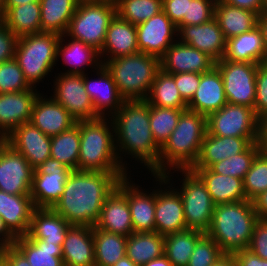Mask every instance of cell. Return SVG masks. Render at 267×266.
Returning a JSON list of instances; mask_svg holds the SVG:
<instances>
[{
  "instance_id": "9c48e42d",
  "label": "cell",
  "mask_w": 267,
  "mask_h": 266,
  "mask_svg": "<svg viewBox=\"0 0 267 266\" xmlns=\"http://www.w3.org/2000/svg\"><path fill=\"white\" fill-rule=\"evenodd\" d=\"M175 171L184 174L181 188L176 190L183 201L187 229L207 233L215 208L211 195L200 177L191 169Z\"/></svg>"
},
{
  "instance_id": "9a60e30c",
  "label": "cell",
  "mask_w": 267,
  "mask_h": 266,
  "mask_svg": "<svg viewBox=\"0 0 267 266\" xmlns=\"http://www.w3.org/2000/svg\"><path fill=\"white\" fill-rule=\"evenodd\" d=\"M34 169L10 145L0 155V190L12 195H30Z\"/></svg>"
},
{
  "instance_id": "ac0fdd59",
  "label": "cell",
  "mask_w": 267,
  "mask_h": 266,
  "mask_svg": "<svg viewBox=\"0 0 267 266\" xmlns=\"http://www.w3.org/2000/svg\"><path fill=\"white\" fill-rule=\"evenodd\" d=\"M160 66L167 74L206 73L215 66V61L206 53L177 40L160 58Z\"/></svg>"
},
{
  "instance_id": "f5cc1de1",
  "label": "cell",
  "mask_w": 267,
  "mask_h": 266,
  "mask_svg": "<svg viewBox=\"0 0 267 266\" xmlns=\"http://www.w3.org/2000/svg\"><path fill=\"white\" fill-rule=\"evenodd\" d=\"M248 249L267 260V220L259 219L256 222Z\"/></svg>"
},
{
  "instance_id": "be15d7a7",
  "label": "cell",
  "mask_w": 267,
  "mask_h": 266,
  "mask_svg": "<svg viewBox=\"0 0 267 266\" xmlns=\"http://www.w3.org/2000/svg\"><path fill=\"white\" fill-rule=\"evenodd\" d=\"M258 27L260 28L263 36V42L267 55V11H264L258 16Z\"/></svg>"
},
{
  "instance_id": "1f68e13d",
  "label": "cell",
  "mask_w": 267,
  "mask_h": 266,
  "mask_svg": "<svg viewBox=\"0 0 267 266\" xmlns=\"http://www.w3.org/2000/svg\"><path fill=\"white\" fill-rule=\"evenodd\" d=\"M222 59L265 64L267 55L260 28L257 26L249 32L228 39Z\"/></svg>"
},
{
  "instance_id": "681fc988",
  "label": "cell",
  "mask_w": 267,
  "mask_h": 266,
  "mask_svg": "<svg viewBox=\"0 0 267 266\" xmlns=\"http://www.w3.org/2000/svg\"><path fill=\"white\" fill-rule=\"evenodd\" d=\"M217 0H189L188 18L177 25L179 30L182 26L200 25L214 18L215 3Z\"/></svg>"
},
{
  "instance_id": "9f6ffc18",
  "label": "cell",
  "mask_w": 267,
  "mask_h": 266,
  "mask_svg": "<svg viewBox=\"0 0 267 266\" xmlns=\"http://www.w3.org/2000/svg\"><path fill=\"white\" fill-rule=\"evenodd\" d=\"M232 255L237 266H267V260L261 259L249 249L236 251Z\"/></svg>"
},
{
  "instance_id": "30bf717a",
  "label": "cell",
  "mask_w": 267,
  "mask_h": 266,
  "mask_svg": "<svg viewBox=\"0 0 267 266\" xmlns=\"http://www.w3.org/2000/svg\"><path fill=\"white\" fill-rule=\"evenodd\" d=\"M260 64L221 59L215 67L221 73L227 102L254 109L256 73Z\"/></svg>"
},
{
  "instance_id": "8992f818",
  "label": "cell",
  "mask_w": 267,
  "mask_h": 266,
  "mask_svg": "<svg viewBox=\"0 0 267 266\" xmlns=\"http://www.w3.org/2000/svg\"><path fill=\"white\" fill-rule=\"evenodd\" d=\"M103 65L111 73L125 101L146 100L161 70L160 59L143 52L116 57Z\"/></svg>"
},
{
  "instance_id": "94428289",
  "label": "cell",
  "mask_w": 267,
  "mask_h": 266,
  "mask_svg": "<svg viewBox=\"0 0 267 266\" xmlns=\"http://www.w3.org/2000/svg\"><path fill=\"white\" fill-rule=\"evenodd\" d=\"M252 202L259 219L267 220V191L260 193Z\"/></svg>"
},
{
  "instance_id": "7a4b0ae2",
  "label": "cell",
  "mask_w": 267,
  "mask_h": 266,
  "mask_svg": "<svg viewBox=\"0 0 267 266\" xmlns=\"http://www.w3.org/2000/svg\"><path fill=\"white\" fill-rule=\"evenodd\" d=\"M111 119L122 167L128 170L122 156L127 154L143 163L153 176H159L160 147L154 141L149 125V103L146 100L125 101Z\"/></svg>"
},
{
  "instance_id": "03108f58",
  "label": "cell",
  "mask_w": 267,
  "mask_h": 266,
  "mask_svg": "<svg viewBox=\"0 0 267 266\" xmlns=\"http://www.w3.org/2000/svg\"><path fill=\"white\" fill-rule=\"evenodd\" d=\"M212 266H237V263L233 255L225 254Z\"/></svg>"
},
{
  "instance_id": "f546056e",
  "label": "cell",
  "mask_w": 267,
  "mask_h": 266,
  "mask_svg": "<svg viewBox=\"0 0 267 266\" xmlns=\"http://www.w3.org/2000/svg\"><path fill=\"white\" fill-rule=\"evenodd\" d=\"M191 170L203 181L215 206L247 200L242 179L221 175L209 168Z\"/></svg>"
},
{
  "instance_id": "7dc6e473",
  "label": "cell",
  "mask_w": 267,
  "mask_h": 266,
  "mask_svg": "<svg viewBox=\"0 0 267 266\" xmlns=\"http://www.w3.org/2000/svg\"><path fill=\"white\" fill-rule=\"evenodd\" d=\"M32 88L15 59L0 63V94Z\"/></svg>"
},
{
  "instance_id": "8d00e7d4",
  "label": "cell",
  "mask_w": 267,
  "mask_h": 266,
  "mask_svg": "<svg viewBox=\"0 0 267 266\" xmlns=\"http://www.w3.org/2000/svg\"><path fill=\"white\" fill-rule=\"evenodd\" d=\"M14 246L26 257L30 266H64L62 245L20 236Z\"/></svg>"
},
{
  "instance_id": "277c9868",
  "label": "cell",
  "mask_w": 267,
  "mask_h": 266,
  "mask_svg": "<svg viewBox=\"0 0 267 266\" xmlns=\"http://www.w3.org/2000/svg\"><path fill=\"white\" fill-rule=\"evenodd\" d=\"M79 133L77 170L128 174L117 157L114 124L110 117L79 121Z\"/></svg>"
},
{
  "instance_id": "603a6c76",
  "label": "cell",
  "mask_w": 267,
  "mask_h": 266,
  "mask_svg": "<svg viewBox=\"0 0 267 266\" xmlns=\"http://www.w3.org/2000/svg\"><path fill=\"white\" fill-rule=\"evenodd\" d=\"M30 122L42 133L53 137L70 129L77 121L52 97L46 98L39 94L33 105Z\"/></svg>"
},
{
  "instance_id": "e575fe53",
  "label": "cell",
  "mask_w": 267,
  "mask_h": 266,
  "mask_svg": "<svg viewBox=\"0 0 267 266\" xmlns=\"http://www.w3.org/2000/svg\"><path fill=\"white\" fill-rule=\"evenodd\" d=\"M40 2H30L9 8L1 22L18 37L41 33Z\"/></svg>"
},
{
  "instance_id": "6125c7cd",
  "label": "cell",
  "mask_w": 267,
  "mask_h": 266,
  "mask_svg": "<svg viewBox=\"0 0 267 266\" xmlns=\"http://www.w3.org/2000/svg\"><path fill=\"white\" fill-rule=\"evenodd\" d=\"M0 242L6 247L14 246L16 236L7 228L3 218L0 216Z\"/></svg>"
},
{
  "instance_id": "b9f144b4",
  "label": "cell",
  "mask_w": 267,
  "mask_h": 266,
  "mask_svg": "<svg viewBox=\"0 0 267 266\" xmlns=\"http://www.w3.org/2000/svg\"><path fill=\"white\" fill-rule=\"evenodd\" d=\"M80 150L79 121L70 129L51 137L50 157L77 170Z\"/></svg>"
},
{
  "instance_id": "4dcf8cb0",
  "label": "cell",
  "mask_w": 267,
  "mask_h": 266,
  "mask_svg": "<svg viewBox=\"0 0 267 266\" xmlns=\"http://www.w3.org/2000/svg\"><path fill=\"white\" fill-rule=\"evenodd\" d=\"M71 225L52 208H35L28 234L30 239H40L55 245H62Z\"/></svg>"
},
{
  "instance_id": "5b68a950",
  "label": "cell",
  "mask_w": 267,
  "mask_h": 266,
  "mask_svg": "<svg viewBox=\"0 0 267 266\" xmlns=\"http://www.w3.org/2000/svg\"><path fill=\"white\" fill-rule=\"evenodd\" d=\"M259 220L251 200L216 205L207 231L227 255L248 249L254 227Z\"/></svg>"
},
{
  "instance_id": "f1b7e54d",
  "label": "cell",
  "mask_w": 267,
  "mask_h": 266,
  "mask_svg": "<svg viewBox=\"0 0 267 266\" xmlns=\"http://www.w3.org/2000/svg\"><path fill=\"white\" fill-rule=\"evenodd\" d=\"M35 209L30 195H12L0 190V216L16 236H26Z\"/></svg>"
},
{
  "instance_id": "ba28073f",
  "label": "cell",
  "mask_w": 267,
  "mask_h": 266,
  "mask_svg": "<svg viewBox=\"0 0 267 266\" xmlns=\"http://www.w3.org/2000/svg\"><path fill=\"white\" fill-rule=\"evenodd\" d=\"M115 15L114 0L79 2L64 38L66 41L69 37L80 40L100 51L104 45L109 24Z\"/></svg>"
},
{
  "instance_id": "cb8c5ba5",
  "label": "cell",
  "mask_w": 267,
  "mask_h": 266,
  "mask_svg": "<svg viewBox=\"0 0 267 266\" xmlns=\"http://www.w3.org/2000/svg\"><path fill=\"white\" fill-rule=\"evenodd\" d=\"M227 103L221 73L214 66L210 71L201 73L200 84L193 98L187 103V109L207 117Z\"/></svg>"
},
{
  "instance_id": "f907efd6",
  "label": "cell",
  "mask_w": 267,
  "mask_h": 266,
  "mask_svg": "<svg viewBox=\"0 0 267 266\" xmlns=\"http://www.w3.org/2000/svg\"><path fill=\"white\" fill-rule=\"evenodd\" d=\"M254 112L257 118L267 114V64H260L256 73V99Z\"/></svg>"
},
{
  "instance_id": "91938a15",
  "label": "cell",
  "mask_w": 267,
  "mask_h": 266,
  "mask_svg": "<svg viewBox=\"0 0 267 266\" xmlns=\"http://www.w3.org/2000/svg\"><path fill=\"white\" fill-rule=\"evenodd\" d=\"M257 145L261 152L267 153V114L258 118Z\"/></svg>"
},
{
  "instance_id": "44dd1931",
  "label": "cell",
  "mask_w": 267,
  "mask_h": 266,
  "mask_svg": "<svg viewBox=\"0 0 267 266\" xmlns=\"http://www.w3.org/2000/svg\"><path fill=\"white\" fill-rule=\"evenodd\" d=\"M129 179V176L121 179L117 188L127 197L133 231L155 232V190L145 193Z\"/></svg>"
},
{
  "instance_id": "8fae6325",
  "label": "cell",
  "mask_w": 267,
  "mask_h": 266,
  "mask_svg": "<svg viewBox=\"0 0 267 266\" xmlns=\"http://www.w3.org/2000/svg\"><path fill=\"white\" fill-rule=\"evenodd\" d=\"M71 172L69 167L51 157L36 168L30 188L35 208H52L63 195Z\"/></svg>"
},
{
  "instance_id": "60d3db41",
  "label": "cell",
  "mask_w": 267,
  "mask_h": 266,
  "mask_svg": "<svg viewBox=\"0 0 267 266\" xmlns=\"http://www.w3.org/2000/svg\"><path fill=\"white\" fill-rule=\"evenodd\" d=\"M203 232L185 229L164 236V255L174 266H187Z\"/></svg>"
},
{
  "instance_id": "8c879c8a",
  "label": "cell",
  "mask_w": 267,
  "mask_h": 266,
  "mask_svg": "<svg viewBox=\"0 0 267 266\" xmlns=\"http://www.w3.org/2000/svg\"><path fill=\"white\" fill-rule=\"evenodd\" d=\"M5 0H0V17L3 16Z\"/></svg>"
},
{
  "instance_id": "003e7915",
  "label": "cell",
  "mask_w": 267,
  "mask_h": 266,
  "mask_svg": "<svg viewBox=\"0 0 267 266\" xmlns=\"http://www.w3.org/2000/svg\"><path fill=\"white\" fill-rule=\"evenodd\" d=\"M30 2H40V0H5L3 14L11 7L23 5Z\"/></svg>"
},
{
  "instance_id": "f35d334b",
  "label": "cell",
  "mask_w": 267,
  "mask_h": 266,
  "mask_svg": "<svg viewBox=\"0 0 267 266\" xmlns=\"http://www.w3.org/2000/svg\"><path fill=\"white\" fill-rule=\"evenodd\" d=\"M95 266H113L126 256L127 237L93 227Z\"/></svg>"
},
{
  "instance_id": "74e56055",
  "label": "cell",
  "mask_w": 267,
  "mask_h": 266,
  "mask_svg": "<svg viewBox=\"0 0 267 266\" xmlns=\"http://www.w3.org/2000/svg\"><path fill=\"white\" fill-rule=\"evenodd\" d=\"M164 254V236L156 232H133L127 237L126 256L141 266Z\"/></svg>"
},
{
  "instance_id": "d590c367",
  "label": "cell",
  "mask_w": 267,
  "mask_h": 266,
  "mask_svg": "<svg viewBox=\"0 0 267 266\" xmlns=\"http://www.w3.org/2000/svg\"><path fill=\"white\" fill-rule=\"evenodd\" d=\"M78 3L77 0H40L41 32L65 34Z\"/></svg>"
},
{
  "instance_id": "bcb514c9",
  "label": "cell",
  "mask_w": 267,
  "mask_h": 266,
  "mask_svg": "<svg viewBox=\"0 0 267 266\" xmlns=\"http://www.w3.org/2000/svg\"><path fill=\"white\" fill-rule=\"evenodd\" d=\"M247 200H253L260 193L267 191V153L259 152L254 158L250 170L243 179Z\"/></svg>"
},
{
  "instance_id": "ee69618b",
  "label": "cell",
  "mask_w": 267,
  "mask_h": 266,
  "mask_svg": "<svg viewBox=\"0 0 267 266\" xmlns=\"http://www.w3.org/2000/svg\"><path fill=\"white\" fill-rule=\"evenodd\" d=\"M116 14L138 25L162 11V0H115Z\"/></svg>"
},
{
  "instance_id": "816d5d0a",
  "label": "cell",
  "mask_w": 267,
  "mask_h": 266,
  "mask_svg": "<svg viewBox=\"0 0 267 266\" xmlns=\"http://www.w3.org/2000/svg\"><path fill=\"white\" fill-rule=\"evenodd\" d=\"M181 97L188 103L200 84L201 73L184 72L172 74Z\"/></svg>"
},
{
  "instance_id": "e0dca14e",
  "label": "cell",
  "mask_w": 267,
  "mask_h": 266,
  "mask_svg": "<svg viewBox=\"0 0 267 266\" xmlns=\"http://www.w3.org/2000/svg\"><path fill=\"white\" fill-rule=\"evenodd\" d=\"M8 145L19 152L35 170L50 158L51 137L31 122L19 125L8 135Z\"/></svg>"
},
{
  "instance_id": "6f0895ef",
  "label": "cell",
  "mask_w": 267,
  "mask_h": 266,
  "mask_svg": "<svg viewBox=\"0 0 267 266\" xmlns=\"http://www.w3.org/2000/svg\"><path fill=\"white\" fill-rule=\"evenodd\" d=\"M231 6L251 10L258 15L265 11V0H221Z\"/></svg>"
},
{
  "instance_id": "4fadbf2b",
  "label": "cell",
  "mask_w": 267,
  "mask_h": 266,
  "mask_svg": "<svg viewBox=\"0 0 267 266\" xmlns=\"http://www.w3.org/2000/svg\"><path fill=\"white\" fill-rule=\"evenodd\" d=\"M53 85L51 96L62 105L76 121L99 118L83 82V76L78 74L58 73Z\"/></svg>"
},
{
  "instance_id": "2644e50d",
  "label": "cell",
  "mask_w": 267,
  "mask_h": 266,
  "mask_svg": "<svg viewBox=\"0 0 267 266\" xmlns=\"http://www.w3.org/2000/svg\"><path fill=\"white\" fill-rule=\"evenodd\" d=\"M6 246L0 242V264L4 261V253Z\"/></svg>"
},
{
  "instance_id": "7bdbcfd3",
  "label": "cell",
  "mask_w": 267,
  "mask_h": 266,
  "mask_svg": "<svg viewBox=\"0 0 267 266\" xmlns=\"http://www.w3.org/2000/svg\"><path fill=\"white\" fill-rule=\"evenodd\" d=\"M183 110L149 104L150 128L154 141L161 148L176 128Z\"/></svg>"
},
{
  "instance_id": "d4e9b609",
  "label": "cell",
  "mask_w": 267,
  "mask_h": 266,
  "mask_svg": "<svg viewBox=\"0 0 267 266\" xmlns=\"http://www.w3.org/2000/svg\"><path fill=\"white\" fill-rule=\"evenodd\" d=\"M138 52L136 25L123 20L116 14L109 24L104 45L99 51L100 58H104L101 60L102 65L107 60Z\"/></svg>"
},
{
  "instance_id": "83f0119b",
  "label": "cell",
  "mask_w": 267,
  "mask_h": 266,
  "mask_svg": "<svg viewBox=\"0 0 267 266\" xmlns=\"http://www.w3.org/2000/svg\"><path fill=\"white\" fill-rule=\"evenodd\" d=\"M254 142H257V137H224L207 133L192 168H209L216 162L243 152Z\"/></svg>"
},
{
  "instance_id": "89a4df30",
  "label": "cell",
  "mask_w": 267,
  "mask_h": 266,
  "mask_svg": "<svg viewBox=\"0 0 267 266\" xmlns=\"http://www.w3.org/2000/svg\"><path fill=\"white\" fill-rule=\"evenodd\" d=\"M113 266H138L134 264L127 256L118 260Z\"/></svg>"
},
{
  "instance_id": "c3c4849f",
  "label": "cell",
  "mask_w": 267,
  "mask_h": 266,
  "mask_svg": "<svg viewBox=\"0 0 267 266\" xmlns=\"http://www.w3.org/2000/svg\"><path fill=\"white\" fill-rule=\"evenodd\" d=\"M225 255L206 233L197 241L187 266H212Z\"/></svg>"
},
{
  "instance_id": "6da1fadb",
  "label": "cell",
  "mask_w": 267,
  "mask_h": 266,
  "mask_svg": "<svg viewBox=\"0 0 267 266\" xmlns=\"http://www.w3.org/2000/svg\"><path fill=\"white\" fill-rule=\"evenodd\" d=\"M127 174L72 170L52 209L70 225L94 227L106 198Z\"/></svg>"
},
{
  "instance_id": "4316f807",
  "label": "cell",
  "mask_w": 267,
  "mask_h": 266,
  "mask_svg": "<svg viewBox=\"0 0 267 266\" xmlns=\"http://www.w3.org/2000/svg\"><path fill=\"white\" fill-rule=\"evenodd\" d=\"M64 266H95L93 227L71 225L62 244Z\"/></svg>"
},
{
  "instance_id": "484cf974",
  "label": "cell",
  "mask_w": 267,
  "mask_h": 266,
  "mask_svg": "<svg viewBox=\"0 0 267 266\" xmlns=\"http://www.w3.org/2000/svg\"><path fill=\"white\" fill-rule=\"evenodd\" d=\"M94 227L126 237L134 232L127 197L117 187L106 198Z\"/></svg>"
},
{
  "instance_id": "ffe728a7",
  "label": "cell",
  "mask_w": 267,
  "mask_h": 266,
  "mask_svg": "<svg viewBox=\"0 0 267 266\" xmlns=\"http://www.w3.org/2000/svg\"><path fill=\"white\" fill-rule=\"evenodd\" d=\"M97 80L90 79L83 74V82L86 92L94 106V111L99 117L110 118L120 109L125 99L120 95L111 73L104 65L97 70ZM108 112V113H107Z\"/></svg>"
},
{
  "instance_id": "52a82bcc",
  "label": "cell",
  "mask_w": 267,
  "mask_h": 266,
  "mask_svg": "<svg viewBox=\"0 0 267 266\" xmlns=\"http://www.w3.org/2000/svg\"><path fill=\"white\" fill-rule=\"evenodd\" d=\"M59 40L60 35L47 32L18 38L14 59L31 87L35 88V84L43 81L57 64L56 61H59L57 59Z\"/></svg>"
},
{
  "instance_id": "ab89813d",
  "label": "cell",
  "mask_w": 267,
  "mask_h": 266,
  "mask_svg": "<svg viewBox=\"0 0 267 266\" xmlns=\"http://www.w3.org/2000/svg\"><path fill=\"white\" fill-rule=\"evenodd\" d=\"M150 105L179 110L187 109V102L176 87L174 76L160 70L154 79L146 98Z\"/></svg>"
},
{
  "instance_id": "a7ac6f4b",
  "label": "cell",
  "mask_w": 267,
  "mask_h": 266,
  "mask_svg": "<svg viewBox=\"0 0 267 266\" xmlns=\"http://www.w3.org/2000/svg\"><path fill=\"white\" fill-rule=\"evenodd\" d=\"M8 146V134L0 132V155Z\"/></svg>"
},
{
  "instance_id": "7c38bea8",
  "label": "cell",
  "mask_w": 267,
  "mask_h": 266,
  "mask_svg": "<svg viewBox=\"0 0 267 266\" xmlns=\"http://www.w3.org/2000/svg\"><path fill=\"white\" fill-rule=\"evenodd\" d=\"M207 133L224 137H258L254 109L227 103L207 116Z\"/></svg>"
},
{
  "instance_id": "11a10c76",
  "label": "cell",
  "mask_w": 267,
  "mask_h": 266,
  "mask_svg": "<svg viewBox=\"0 0 267 266\" xmlns=\"http://www.w3.org/2000/svg\"><path fill=\"white\" fill-rule=\"evenodd\" d=\"M189 0H162V11L177 26L188 18Z\"/></svg>"
},
{
  "instance_id": "2e32d148",
  "label": "cell",
  "mask_w": 267,
  "mask_h": 266,
  "mask_svg": "<svg viewBox=\"0 0 267 266\" xmlns=\"http://www.w3.org/2000/svg\"><path fill=\"white\" fill-rule=\"evenodd\" d=\"M178 39L206 53L215 62L225 55L227 40L215 17L200 25L182 26L178 30Z\"/></svg>"
},
{
  "instance_id": "680465c9",
  "label": "cell",
  "mask_w": 267,
  "mask_h": 266,
  "mask_svg": "<svg viewBox=\"0 0 267 266\" xmlns=\"http://www.w3.org/2000/svg\"><path fill=\"white\" fill-rule=\"evenodd\" d=\"M4 261L9 266H30L26 257L15 247H6Z\"/></svg>"
},
{
  "instance_id": "db71d44e",
  "label": "cell",
  "mask_w": 267,
  "mask_h": 266,
  "mask_svg": "<svg viewBox=\"0 0 267 266\" xmlns=\"http://www.w3.org/2000/svg\"><path fill=\"white\" fill-rule=\"evenodd\" d=\"M18 37L0 22V63L14 59Z\"/></svg>"
},
{
  "instance_id": "e7e4bbea",
  "label": "cell",
  "mask_w": 267,
  "mask_h": 266,
  "mask_svg": "<svg viewBox=\"0 0 267 266\" xmlns=\"http://www.w3.org/2000/svg\"><path fill=\"white\" fill-rule=\"evenodd\" d=\"M141 266H174V265L163 254L161 257L155 258L154 260H151L148 263L143 264Z\"/></svg>"
},
{
  "instance_id": "f6af8a7d",
  "label": "cell",
  "mask_w": 267,
  "mask_h": 266,
  "mask_svg": "<svg viewBox=\"0 0 267 266\" xmlns=\"http://www.w3.org/2000/svg\"><path fill=\"white\" fill-rule=\"evenodd\" d=\"M259 152L260 148L257 142L251 143L243 152L216 162L209 169L221 175L232 176L243 180Z\"/></svg>"
},
{
  "instance_id": "34e18365",
  "label": "cell",
  "mask_w": 267,
  "mask_h": 266,
  "mask_svg": "<svg viewBox=\"0 0 267 266\" xmlns=\"http://www.w3.org/2000/svg\"><path fill=\"white\" fill-rule=\"evenodd\" d=\"M0 266H9L5 261H3Z\"/></svg>"
},
{
  "instance_id": "753ad0ef",
  "label": "cell",
  "mask_w": 267,
  "mask_h": 266,
  "mask_svg": "<svg viewBox=\"0 0 267 266\" xmlns=\"http://www.w3.org/2000/svg\"><path fill=\"white\" fill-rule=\"evenodd\" d=\"M78 2H92V1H104V0H77Z\"/></svg>"
},
{
  "instance_id": "11e5206c",
  "label": "cell",
  "mask_w": 267,
  "mask_h": 266,
  "mask_svg": "<svg viewBox=\"0 0 267 266\" xmlns=\"http://www.w3.org/2000/svg\"><path fill=\"white\" fill-rule=\"evenodd\" d=\"M265 11H267V0H265Z\"/></svg>"
},
{
  "instance_id": "d6986e66",
  "label": "cell",
  "mask_w": 267,
  "mask_h": 266,
  "mask_svg": "<svg viewBox=\"0 0 267 266\" xmlns=\"http://www.w3.org/2000/svg\"><path fill=\"white\" fill-rule=\"evenodd\" d=\"M172 188L155 190V232L162 236L187 229L182 198Z\"/></svg>"
},
{
  "instance_id": "7402d4cb",
  "label": "cell",
  "mask_w": 267,
  "mask_h": 266,
  "mask_svg": "<svg viewBox=\"0 0 267 266\" xmlns=\"http://www.w3.org/2000/svg\"><path fill=\"white\" fill-rule=\"evenodd\" d=\"M40 91L36 88L0 94V132L10 134L19 125L29 123L34 102Z\"/></svg>"
},
{
  "instance_id": "5bb4252c",
  "label": "cell",
  "mask_w": 267,
  "mask_h": 266,
  "mask_svg": "<svg viewBox=\"0 0 267 266\" xmlns=\"http://www.w3.org/2000/svg\"><path fill=\"white\" fill-rule=\"evenodd\" d=\"M139 52L159 59L178 38L177 26L161 11L157 15L136 25ZM175 35V36H174Z\"/></svg>"
},
{
  "instance_id": "836d02e7",
  "label": "cell",
  "mask_w": 267,
  "mask_h": 266,
  "mask_svg": "<svg viewBox=\"0 0 267 266\" xmlns=\"http://www.w3.org/2000/svg\"><path fill=\"white\" fill-rule=\"evenodd\" d=\"M258 14L244 8L231 6L217 0L214 17L226 40L249 32L258 26Z\"/></svg>"
},
{
  "instance_id": "3957f363",
  "label": "cell",
  "mask_w": 267,
  "mask_h": 266,
  "mask_svg": "<svg viewBox=\"0 0 267 266\" xmlns=\"http://www.w3.org/2000/svg\"><path fill=\"white\" fill-rule=\"evenodd\" d=\"M206 134V116L189 109L181 112L176 128L160 148L159 176H154L160 188L163 184L167 186L172 180L171 170L193 167Z\"/></svg>"
},
{
  "instance_id": "d6a6232c",
  "label": "cell",
  "mask_w": 267,
  "mask_h": 266,
  "mask_svg": "<svg viewBox=\"0 0 267 266\" xmlns=\"http://www.w3.org/2000/svg\"><path fill=\"white\" fill-rule=\"evenodd\" d=\"M69 40L67 43L62 34L57 47V58L62 57L64 64L70 65L63 73L83 75L85 66L97 70L102 65L99 51L94 47L73 38Z\"/></svg>"
}]
</instances>
